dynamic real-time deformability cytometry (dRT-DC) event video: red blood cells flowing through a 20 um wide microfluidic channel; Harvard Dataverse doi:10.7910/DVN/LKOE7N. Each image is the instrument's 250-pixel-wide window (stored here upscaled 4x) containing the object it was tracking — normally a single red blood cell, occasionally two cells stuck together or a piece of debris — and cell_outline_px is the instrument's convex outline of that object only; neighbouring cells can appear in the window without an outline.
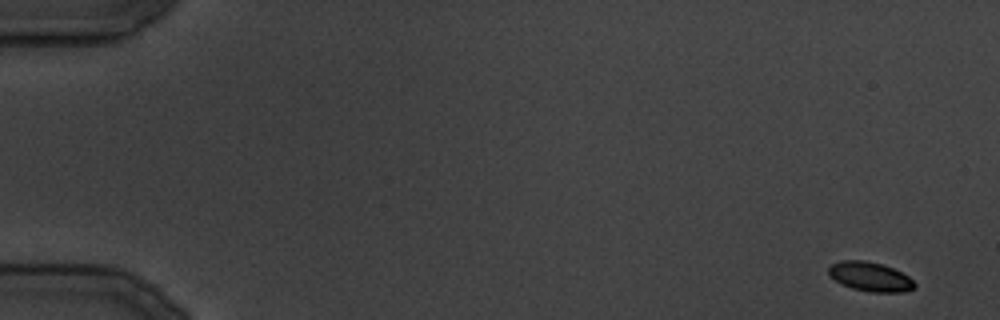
{"species": "common noctule bat (a hibernating species)", "species_latin": "Nyctalus noctula", "temperature_condition": "cold", "stored_images_in_passage": 34, "camera_frame_rate_fps": 3000, "um_per_image_px": 0.085, "animal": {"sex": "male", "body_mass_g": 19.5, "forearm_length_mm": 54.6}, "frame": {"image": 1, "passage_image": 1, "time_ms": 0.0, "image_size_px": [1000, 320], "cell_outline_px": [[916, 284], [912, 288], [904, 292], [868, 292], [852, 288], [828, 276], [828, 268], [832, 264], [840, 260], [864, 260], [880, 264], [892, 268], [908, 276]], "centroid_in_image_um": [73.93, 23.51], "position_along_channel_um": 11.1, "area_um2": 14.51}}
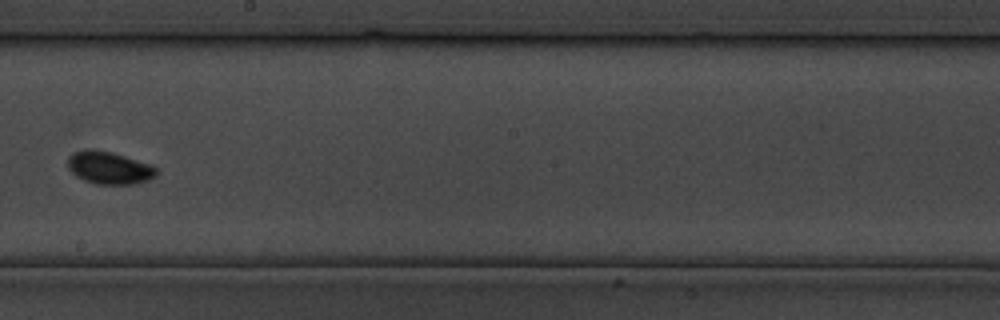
{"frame": {"image": 2, "passage_image": 20, "time_ms": 23.667, "image_size_px": [1000, 320], "cell_outline_px": [[160, 172], [156, 176], [148, 180], [132, 184], [96, 184], [84, 180], [76, 176], [68, 168], [68, 156], [72, 152], [88, 148], [92, 148], [112, 152], [152, 164]], "centroid_in_image_um": [9.29, 14.25], "position_along_channel_um": 238.9, "area_um2": 17.11}}
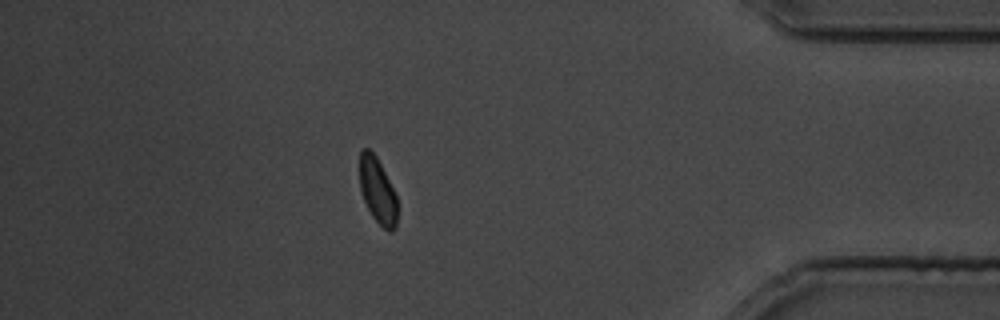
{"frame": {"image": 3, "passage_image": 30, "time_ms": 36.333, "image_size_px": [1000, 320], "cell_outline_px": [[396, 228], [392, 232], [388, 232], [372, 216], [364, 200], [360, 188], [360, 152], [364, 148], [368, 148], [376, 156], [396, 196]], "centroid_in_image_um": [32.08, 16.23], "position_along_channel_um": 403.1, "area_um2": 14.05}}